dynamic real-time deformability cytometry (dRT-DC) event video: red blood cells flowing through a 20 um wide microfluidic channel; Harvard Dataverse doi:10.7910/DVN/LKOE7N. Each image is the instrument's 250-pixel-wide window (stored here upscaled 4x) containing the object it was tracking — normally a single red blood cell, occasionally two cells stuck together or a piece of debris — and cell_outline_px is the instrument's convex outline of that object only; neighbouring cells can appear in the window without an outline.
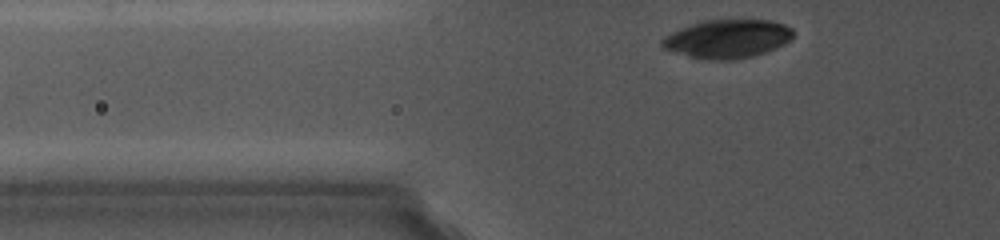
{"species": "common noctule bat (a hibernating species)", "species_latin": "Nyctalus noctula", "temperature_condition": "cold", "stored_images_in_passage": 3, "segment_of_instrument_passage": [2, 2], "camera_frame_rate_fps": 5000, "um_per_image_px": 0.085, "animal": {"sex": "female", "body_mass_g": 19.0, "forearm_length_mm": 56.7}, "frame": {"image": 1, "passage_image": 3, "time_ms": 1.8, "image_size_px": [1000, 240], "cell_outline_px": [[792, 40], [776, 48], [752, 56], [732, 60], [708, 60], [676, 52], [664, 48], [660, 44], [660, 40], [664, 36], [680, 28], [692, 24], [708, 20], [772, 20], [784, 24], [792, 28]], "centroid_in_image_um": [61.85, 3.29], "position_along_channel_um": 64.0, "area_um2": 29.25}}